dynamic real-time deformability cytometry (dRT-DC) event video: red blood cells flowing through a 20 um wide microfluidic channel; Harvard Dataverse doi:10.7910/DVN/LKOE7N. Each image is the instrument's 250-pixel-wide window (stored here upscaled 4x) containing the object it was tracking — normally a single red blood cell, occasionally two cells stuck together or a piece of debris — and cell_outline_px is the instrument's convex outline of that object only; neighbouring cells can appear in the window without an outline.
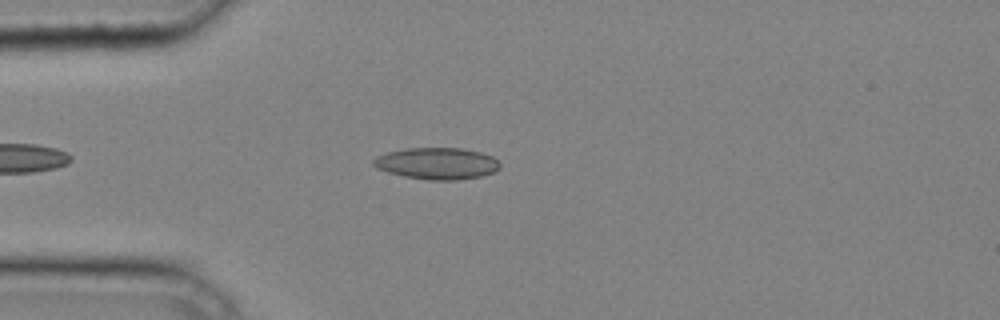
{"species": "common noctule bat (a hibernating species)", "species_latin": "Nyctalus noctula", "temperature_condition": "cold", "stored_images_in_passage": 29, "camera_frame_rate_fps": 3000, "um_per_image_px": 0.085, "animal": {"sex": "male", "body_mass_g": 20.4}, "frame": {"image": 1, "passage_image": 6, "time_ms": 1.667, "image_size_px": [1000, 320], "cell_outline_px": [[500, 168], [496, 172], [480, 176], [456, 180], [428, 180], [404, 176], [388, 172], [376, 168], [372, 164], [372, 160], [376, 156], [388, 152], [408, 148], [460, 148], [480, 152], [492, 156], [500, 164]], "centroid_in_image_um": [37.14, 13.89], "position_along_channel_um": 47.9, "area_um2": 23.35}}
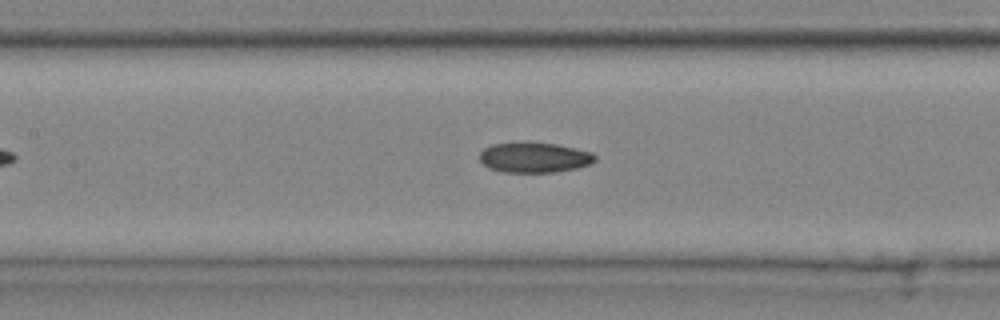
{"frame": {"image": 2, "passage_image": 14, "time_ms": 4.333, "image_size_px": [1000, 320], "cell_outline_px": [[596, 160], [588, 164], [576, 168], [556, 172], [504, 172], [492, 168], [484, 164], [480, 160], [480, 152], [484, 148], [492, 144], [528, 140], [556, 144], [592, 152], [596, 156]], "centroid_in_image_um": [45.41, 13.35], "position_along_channel_um": 162.0, "area_um2": 20.58}}
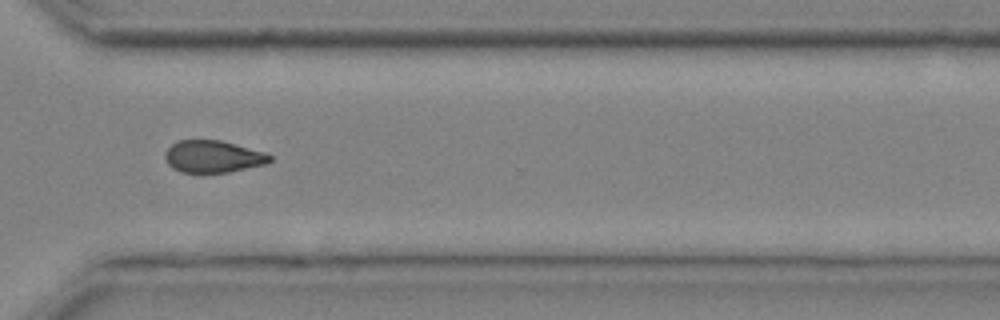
{"frame": {"image": 3, "passage_image": 26, "time_ms": 8.333, "image_size_px": [1000, 320], "cell_outline_px": [[272, 160], [264, 164], [228, 172], [180, 172], [172, 168], [168, 164], [164, 156], [164, 152], [172, 144], [180, 140], [220, 140], [268, 152], [272, 156]], "centroid_in_image_um": [18.11, 13.3], "position_along_channel_um": 352.5, "area_um2": 19.65}}